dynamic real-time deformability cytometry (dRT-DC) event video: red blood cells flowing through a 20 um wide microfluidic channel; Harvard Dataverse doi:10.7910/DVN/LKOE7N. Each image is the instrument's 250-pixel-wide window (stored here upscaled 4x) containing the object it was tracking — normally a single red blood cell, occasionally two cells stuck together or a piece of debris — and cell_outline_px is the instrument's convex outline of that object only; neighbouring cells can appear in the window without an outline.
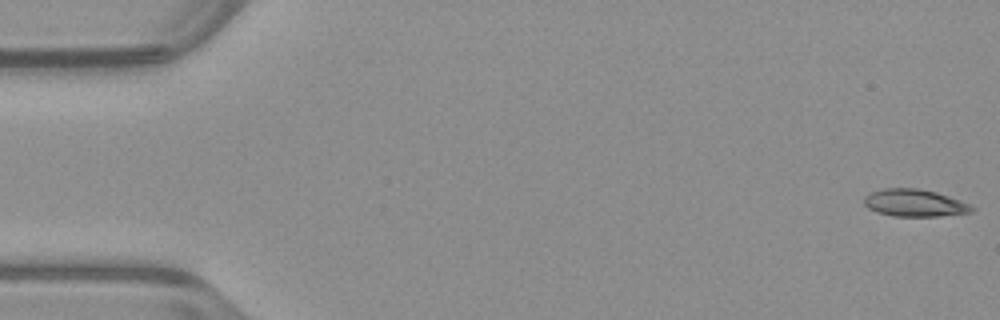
{"species": "common noctule bat (a hibernating species)", "species_latin": "Nyctalus noctula", "temperature_condition": "warm", "stored_images_in_passage": 52, "camera_frame_rate_fps": 3000, "um_per_image_px": 0.085, "animal": {"sex": "male", "body_mass_g": 23.1, "forearm_length_mm": 52.7}, "frame": {"image": 1, "passage_image": 1, "time_ms": 0.0, "image_size_px": [1000, 320], "cell_outline_px": [[976, 208], [972, 212], [940, 216], [892, 216], [876, 212], [868, 208], [864, 204], [864, 196], [872, 192], [884, 188], [916, 188], [936, 192], [960, 200]], "centroid_in_image_um": [77.72, 17.25], "position_along_channel_um": 7.3, "area_um2": 17.11}}
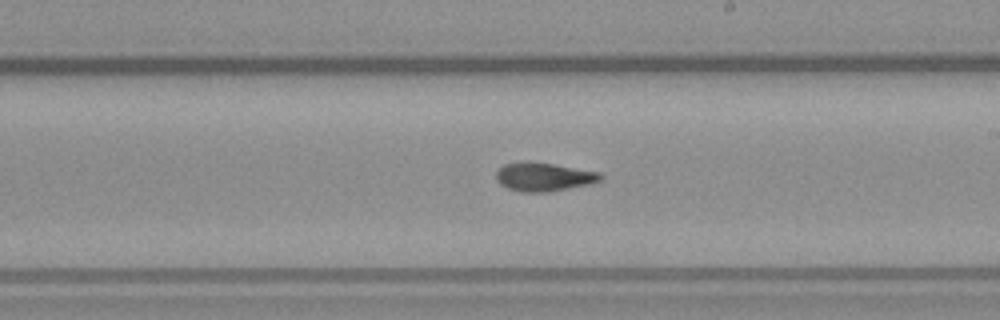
{"frame": {"image": 2, "passage_image": 30, "time_ms": 9.667, "image_size_px": [1000, 320], "cell_outline_px": [[604, 176], [600, 180], [588, 184], [548, 192], [520, 192], [508, 188], [500, 184], [496, 180], [496, 172], [504, 164], [552, 164], [600, 172]], "centroid_in_image_um": [46.24, 15.07], "position_along_channel_um": 242.8, "area_um2": 16.7}}
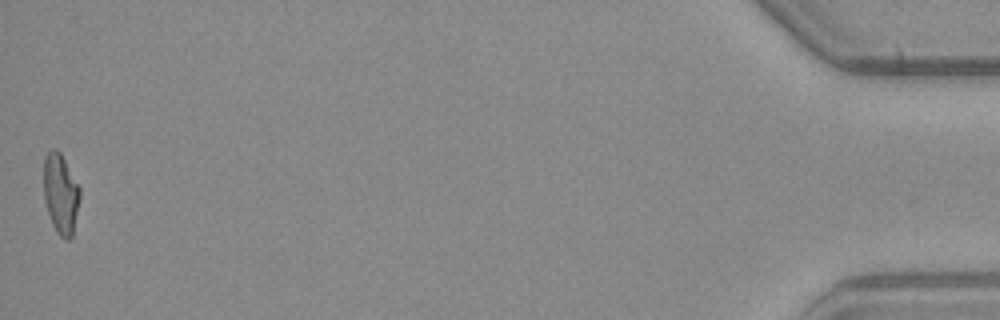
{"frame": {"image": 3, "passage_image": 52, "time_ms": 17.0, "image_size_px": [1000, 320], "cell_outline_px": [[80, 196], [72, 236], [68, 240], [60, 236], [56, 232], [52, 224], [44, 200], [44, 156], [52, 148], [56, 148], [60, 152], [80, 188]], "centroid_in_image_um": [5.14, 16.46], "position_along_channel_um": 430.1, "area_um2": 16.76}, "authors_computed_cell_mechanics": {"area_um2": 17.1666, "velocity_mm_per_s": 3.9829, "shape_relaxation_time_tau1_ms": null, "shape_relaxation_time_tau2_ms": 2.2231, "deformation_change_tau1": null, "deformation_change_tau2": 0.0968}}